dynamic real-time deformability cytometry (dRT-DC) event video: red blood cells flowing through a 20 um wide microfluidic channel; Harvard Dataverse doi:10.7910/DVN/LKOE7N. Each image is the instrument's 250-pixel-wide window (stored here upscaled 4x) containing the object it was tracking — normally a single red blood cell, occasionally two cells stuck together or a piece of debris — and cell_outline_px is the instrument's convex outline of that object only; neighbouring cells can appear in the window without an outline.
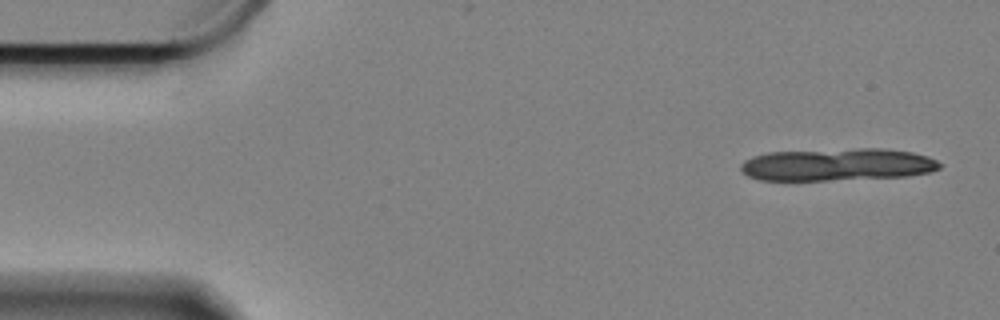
{"species": "Egyptian fruit bat (a non-hibernating species)", "species_latin": "Rousettus aegyptiacus", "temperature_condition": "cold", "stored_images_in_passage": 10, "camera_frame_rate_fps": 3000, "um_per_image_px": 0.085, "animal": {"sex": "female"}, "frame": {"image": 1, "passage_image": 1, "time_ms": 0.0, "image_size_px": [1000, 320], "cell_outline_px": [[940, 168], [928, 172], [908, 176], [828, 180], [760, 180], [748, 176], [740, 168], [740, 164], [744, 160], [752, 156], [768, 152], [856, 148], [884, 148], [912, 152], [928, 156], [936, 160], [940, 164]], "centroid_in_image_um": [71.15, 13.98], "position_along_channel_um": 13.8, "area_um2": 37.69}}